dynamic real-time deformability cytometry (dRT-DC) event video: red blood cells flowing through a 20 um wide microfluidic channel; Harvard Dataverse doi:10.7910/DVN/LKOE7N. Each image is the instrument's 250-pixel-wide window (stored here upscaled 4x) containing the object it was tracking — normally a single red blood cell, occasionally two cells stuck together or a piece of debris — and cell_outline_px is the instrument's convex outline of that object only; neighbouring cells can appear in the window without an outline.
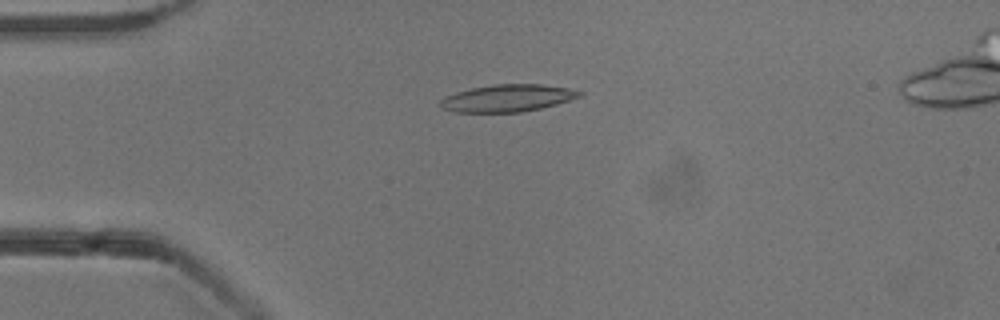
{"species": "common noctule bat (a hibernating species)", "species_latin": "Nyctalus noctula", "temperature_condition": "cold", "stored_images_in_passage": 3, "camera_frame_rate_fps": 3000, "um_per_image_px": 0.085, "animal": {"sex": "male", "body_mass_g": 13.3}, "frame": {"image": 1, "passage_image": 1, "time_ms": 0.0, "image_size_px": [1000, 320], "cell_outline_px": [[584, 96], [556, 104], [540, 108], [520, 112], [456, 112], [440, 108], [440, 100], [444, 96], [456, 92], [472, 88], [492, 84], [540, 84], [568, 88], [584, 92]], "centroid_in_image_um": [43.14, 8.34], "position_along_channel_um": 41.9, "area_um2": 22.14}}
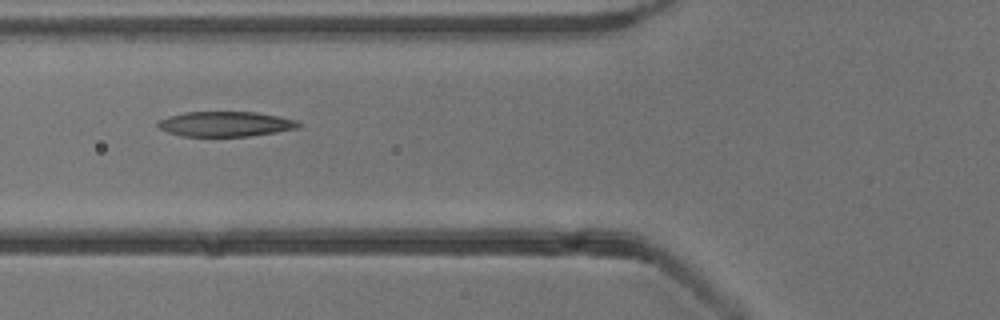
{"frame": {"image": 2, "passage_image": 3, "time_ms": 2.333, "image_size_px": [1000, 320], "cell_outline_px": [[300, 128], [276, 132], [248, 136], [184, 136], [168, 132], [160, 128], [156, 124], [160, 120], [168, 116], [184, 112], [256, 112], [280, 116], [296, 120], [300, 124]], "centroid_in_image_um": [19.19, 10.53], "position_along_channel_um": 106.6, "area_um2": 20.46}}